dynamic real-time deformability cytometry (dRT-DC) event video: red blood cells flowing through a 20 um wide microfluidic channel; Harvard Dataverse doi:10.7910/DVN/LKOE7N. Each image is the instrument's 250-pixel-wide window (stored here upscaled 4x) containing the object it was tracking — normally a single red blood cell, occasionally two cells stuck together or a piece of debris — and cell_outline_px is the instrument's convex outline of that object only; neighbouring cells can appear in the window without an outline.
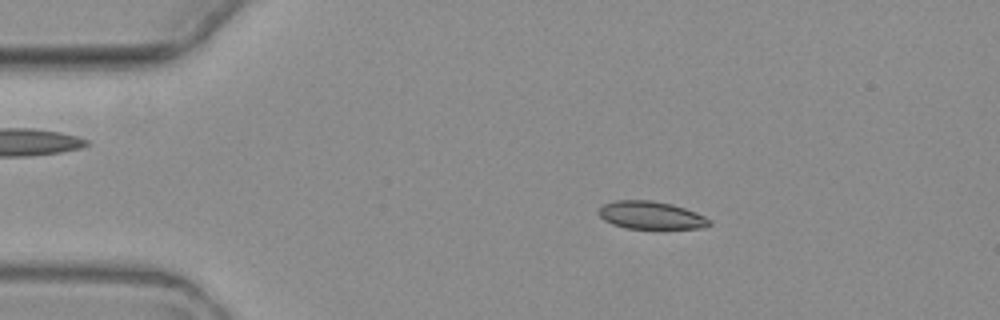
{"species": "common noctule bat (a hibernating species)", "species_latin": "Nyctalus noctula", "temperature_condition": "warm", "stored_images_in_passage": 8, "camera_frame_rate_fps": 3000, "um_per_image_px": 0.085, "animal": {"sex": "female", "body_mass_g": 19.3, "forearm_length_mm": 54.1}, "frame": {"image": 1, "passage_image": 3, "time_ms": 2.333, "image_size_px": [1000, 320], "cell_outline_px": [[712, 224], [704, 228], [628, 228], [612, 224], [604, 220], [600, 216], [600, 208], [604, 204], [616, 200], [652, 200], [672, 204], [696, 212], [712, 220]], "centroid_in_image_um": [55.37, 18.29], "position_along_channel_um": 29.6, "area_um2": 17.8}}
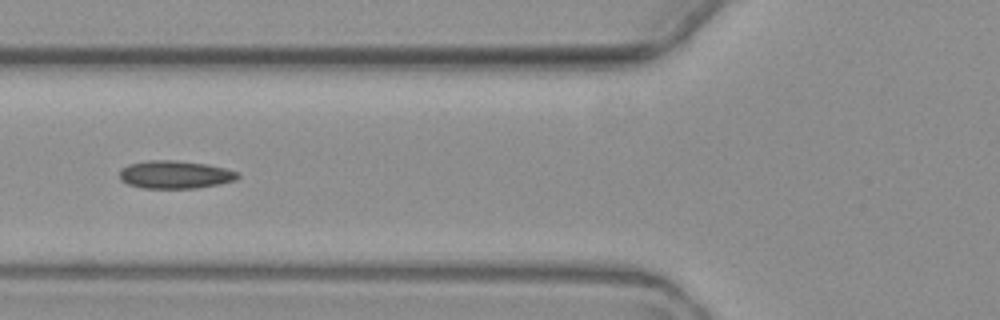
{"frame": {"image": 2, "passage_image": 6, "time_ms": 6.0, "image_size_px": [1000, 320], "cell_outline_px": [[240, 176], [236, 180], [220, 184], [196, 188], [140, 188], [128, 184], [120, 180], [120, 168], [128, 164], [148, 160], [176, 160], [208, 164], [240, 172]], "centroid_in_image_um": [14.88, 14.84], "position_along_channel_um": 110.9, "area_um2": 19.48}}
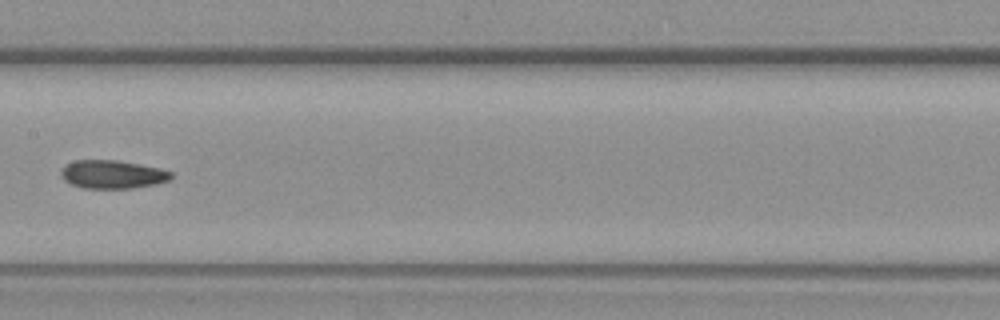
{"frame": {"image": 3, "passage_image": 8, "time_ms": 8.333, "image_size_px": [1000, 320], "cell_outline_px": [[172, 176], [168, 180], [156, 184], [132, 188], [84, 188], [72, 184], [64, 180], [60, 176], [60, 172], [68, 164], [76, 160], [116, 160], [140, 164], [160, 168], [172, 172]], "centroid_in_image_um": [9.57, 14.82], "position_along_channel_um": 197.8, "area_um2": 18.03}}